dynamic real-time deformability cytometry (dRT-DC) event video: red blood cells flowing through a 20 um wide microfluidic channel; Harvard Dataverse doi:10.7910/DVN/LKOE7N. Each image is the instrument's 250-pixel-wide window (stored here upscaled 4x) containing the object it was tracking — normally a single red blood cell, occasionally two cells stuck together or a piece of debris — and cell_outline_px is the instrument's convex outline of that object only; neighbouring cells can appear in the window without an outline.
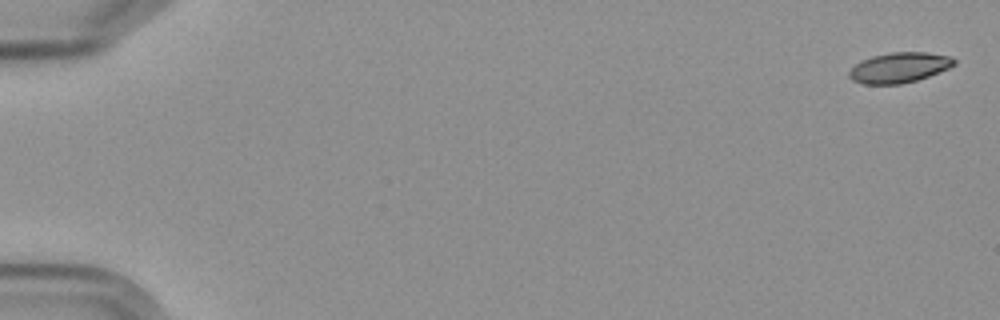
{"species": "Egyptian fruit bat (a non-hibernating species)", "species_latin": "Rousettus aegyptiacus", "temperature_condition": "cold", "stored_images_in_passage": 4, "camera_frame_rate_fps": 3000, "um_per_image_px": 0.085, "frame": {"image": 1, "passage_image": 1, "time_ms": 0.0, "image_size_px": [1000, 320], "cell_outline_px": [[956, 64], [948, 68], [928, 76], [916, 80], [900, 84], [864, 84], [852, 80], [848, 76], [848, 72], [860, 60], [872, 56], [892, 52], [928, 52], [952, 56], [956, 60]], "centroid_in_image_um": [76.44, 5.73], "position_along_channel_um": 8.6, "area_um2": 18.55}}